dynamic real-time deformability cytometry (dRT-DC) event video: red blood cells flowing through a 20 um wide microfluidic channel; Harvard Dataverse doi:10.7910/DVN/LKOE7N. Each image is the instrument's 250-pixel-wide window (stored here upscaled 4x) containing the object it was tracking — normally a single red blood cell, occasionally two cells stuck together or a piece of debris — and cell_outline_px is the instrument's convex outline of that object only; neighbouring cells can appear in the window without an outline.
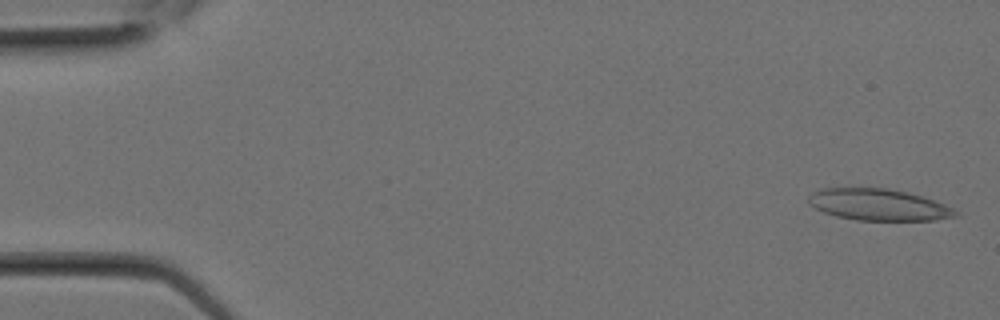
{"species": "Egyptian fruit bat (a non-hibernating species)", "species_latin": "Rousettus aegyptiacus", "temperature_condition": "room temperature", "stored_images_in_passage": 3, "camera_frame_rate_fps": 3000, "um_per_image_px": 0.085, "animal": {"sex": "female"}, "frame": {"image": 1, "passage_image": 1, "time_ms": 0.0, "image_size_px": [1000, 320], "cell_outline_px": [[960, 216], [936, 220], [856, 220], [836, 216], [824, 212], [808, 204], [808, 196], [816, 188], [888, 188], [908, 192], [924, 196], [944, 204], [960, 212]], "centroid_in_image_um": [74.69, 17.39], "position_along_channel_um": 10.3, "area_um2": 27.34}}
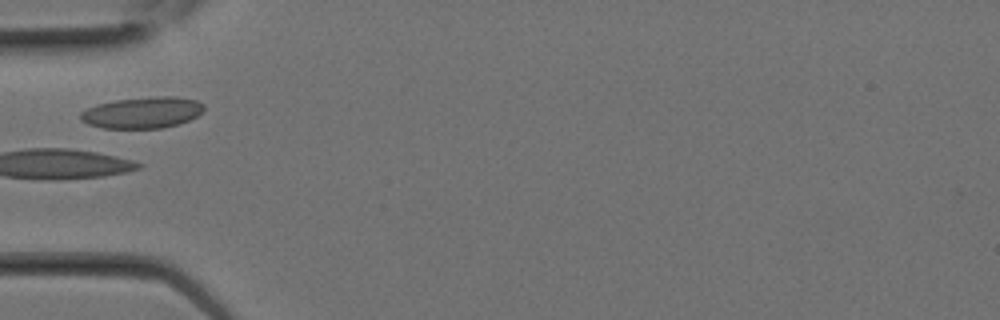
{"frame": {"image": 2, "passage_image": 3, "time_ms": 0.667, "image_size_px": [1000, 320], "cell_outline_px": [[204, 108], [196, 116], [180, 124], [160, 128], [104, 128], [88, 124], [80, 120], [80, 112], [96, 104], [116, 100], [156, 96], [176, 96], [196, 100], [204, 104]], "centroid_in_image_um": [12.09, 9.56], "position_along_channel_um": 72.9, "area_um2": 22.48}}